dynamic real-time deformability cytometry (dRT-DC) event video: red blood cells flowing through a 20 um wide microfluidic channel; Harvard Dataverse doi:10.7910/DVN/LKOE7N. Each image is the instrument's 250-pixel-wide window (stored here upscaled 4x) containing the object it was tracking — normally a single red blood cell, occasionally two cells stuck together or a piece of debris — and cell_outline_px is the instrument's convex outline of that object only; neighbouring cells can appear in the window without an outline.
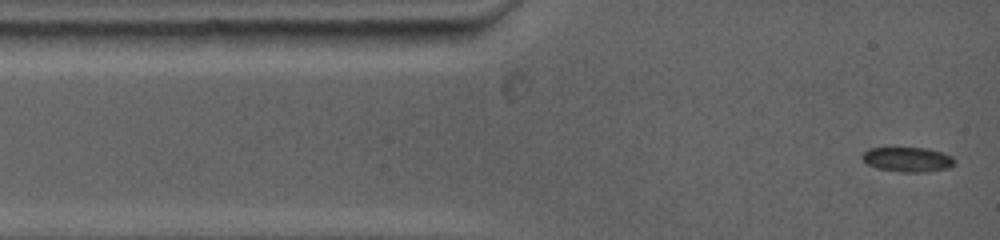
{"species": "common noctule bat (a hibernating species)", "species_latin": "Nyctalus noctula", "temperature_condition": "warm", "stored_images_in_passage": 73, "camera_frame_rate_fps": 5000, "um_per_image_px": 0.085, "animal": {"sex": "female", "body_mass_g": 19.0, "forearm_length_mm": 53.3}, "frame": {"image": 1, "passage_image": 1, "time_ms": 0.0, "image_size_px": [1000, 240], "cell_outline_px": [[952, 164], [944, 168], [884, 168], [872, 164], [864, 160], [864, 152], [872, 148], [924, 148], [940, 152], [948, 156], [952, 160]], "centroid_in_image_um": [77.09, 13.44], "position_along_channel_um": 7.9, "area_um2": 11.1}}
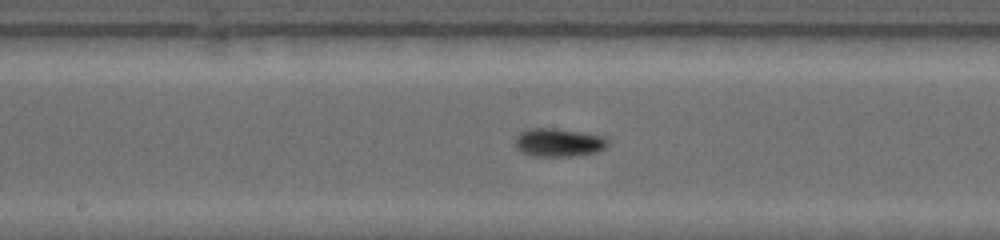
{"frame": {"image": 2, "passage_image": 34, "time_ms": 6.0, "image_size_px": [1000, 240], "cell_outline_px": [[604, 144], [600, 148], [592, 152], [556, 156], [552, 156], [528, 152], [520, 148], [516, 144], [516, 140], [520, 132], [528, 128], [556, 128], [600, 136], [604, 140]], "centroid_in_image_um": [47.4, 12.05], "position_along_channel_um": 200.8, "area_um2": 13.76}}
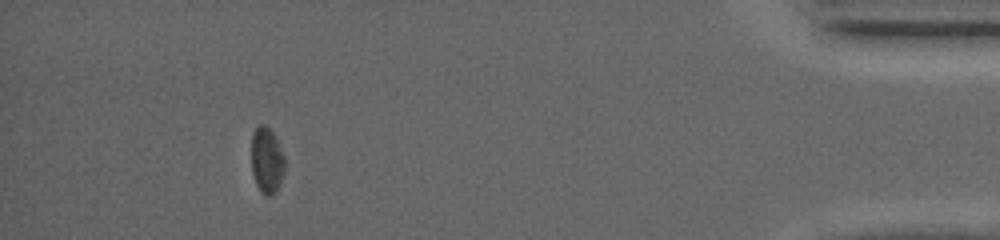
{"frame": {"image": 3, "passage_image": 63, "time_ms": 13.4, "image_size_px": [1000, 240], "cell_outline_px": [[284, 172], [280, 184], [268, 196], [256, 184], [252, 172], [252, 136], [256, 128], [260, 124], [264, 124], [276, 136], [284, 156]], "centroid_in_image_um": [22.68, 13.57], "position_along_channel_um": 412.5, "area_um2": 12.48}, "authors_computed_cell_mechanics": {"area_um2": 13.005, "velocity_mm_per_s": 3.9315, "shape_relaxation_time_tau1_ms": 4.0903, "shape_relaxation_time_tau2_ms": null, "deformation_change_tau1": 0.145, "deformation_change_tau2": null}}